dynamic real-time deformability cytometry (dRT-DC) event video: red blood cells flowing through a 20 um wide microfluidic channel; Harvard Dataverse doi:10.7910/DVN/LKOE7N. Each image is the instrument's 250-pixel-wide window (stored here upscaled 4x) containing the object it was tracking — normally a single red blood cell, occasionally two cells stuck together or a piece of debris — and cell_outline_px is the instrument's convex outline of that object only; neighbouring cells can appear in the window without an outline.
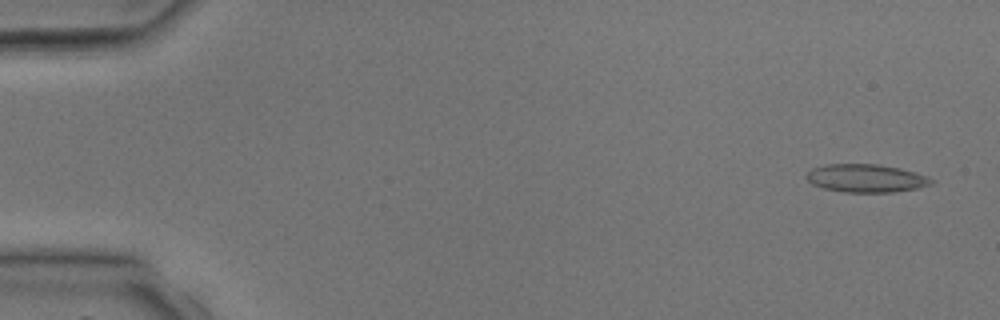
{"species": "common noctule bat (a hibernating species)", "species_latin": "Nyctalus noctula", "temperature_condition": "room temperature", "stored_images_in_passage": 3, "camera_frame_rate_fps": 3000, "um_per_image_px": 0.085, "animal": {"sex": "male", "body_mass_g": 17.9, "forearm_length_mm": 54.2}, "frame": {"image": 1, "passage_image": 1, "time_ms": 0.0, "image_size_px": [1000, 320], "cell_outline_px": [[936, 180], [932, 184], [916, 188], [892, 192], [844, 192], [824, 188], [812, 184], [804, 176], [812, 168], [828, 164], [876, 164], [900, 168], [928, 176]], "centroid_in_image_um": [73.62, 15.15], "position_along_channel_um": 11.4, "area_um2": 20.4}}
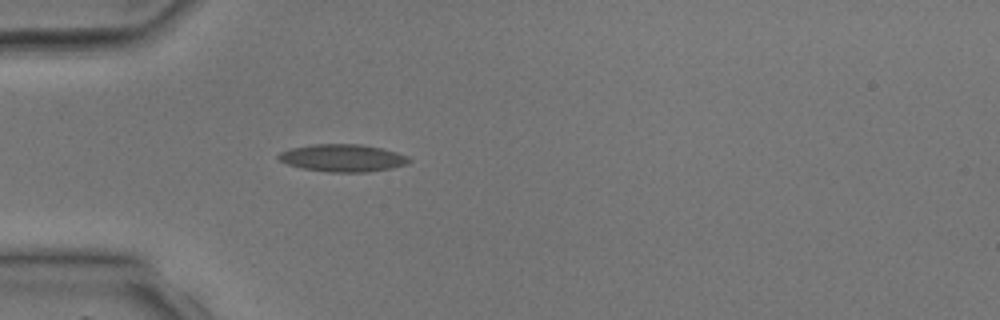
{"frame": {"image": 2, "passage_image": 3, "time_ms": 3.333, "image_size_px": [1000, 320], "cell_outline_px": [[412, 160], [408, 164], [392, 168], [368, 172], [328, 172], [300, 168], [288, 164], [280, 160], [276, 156], [280, 152], [292, 148], [312, 144], [360, 144], [380, 148], [396, 152], [408, 156]], "centroid_in_image_um": [29.14, 13.43], "position_along_channel_um": 55.9, "area_um2": 20.92}}